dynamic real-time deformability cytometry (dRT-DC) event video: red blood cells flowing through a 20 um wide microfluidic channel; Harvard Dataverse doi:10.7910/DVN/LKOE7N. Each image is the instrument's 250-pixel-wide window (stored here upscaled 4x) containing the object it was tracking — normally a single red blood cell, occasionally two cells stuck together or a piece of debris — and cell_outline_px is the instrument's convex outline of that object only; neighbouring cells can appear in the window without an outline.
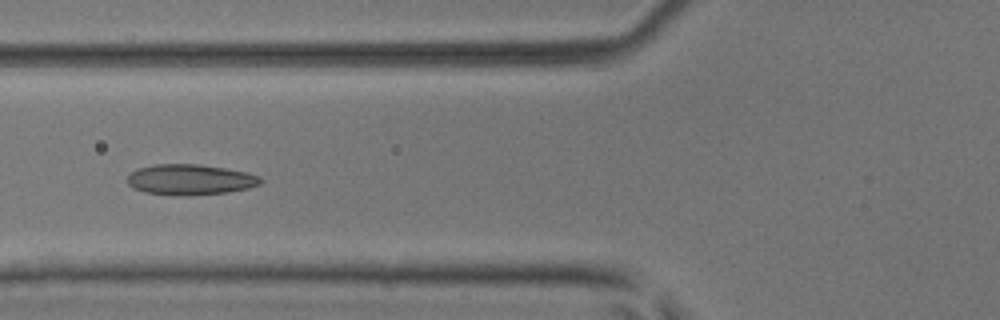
{"species": "common noctule bat (a hibernating species)", "species_latin": "Nyctalus noctula", "temperature_condition": "room temperature", "stored_images_in_passage": 50, "camera_frame_rate_fps": 3000, "um_per_image_px": 0.085, "animal": {"sex": "male", "body_mass_g": 17.9, "forearm_length_mm": 54.2}, "frame": {"image": 1, "passage_image": 19, "time_ms": 6.0, "image_size_px": [1000, 320], "cell_outline_px": [[264, 180], [260, 184], [248, 188], [228, 192], [180, 196], [144, 192], [132, 188], [128, 184], [128, 176], [136, 168], [156, 164], [200, 164], [248, 172], [260, 176]], "centroid_in_image_um": [16.17, 15.26], "position_along_channel_um": 109.6, "area_um2": 23.87}}
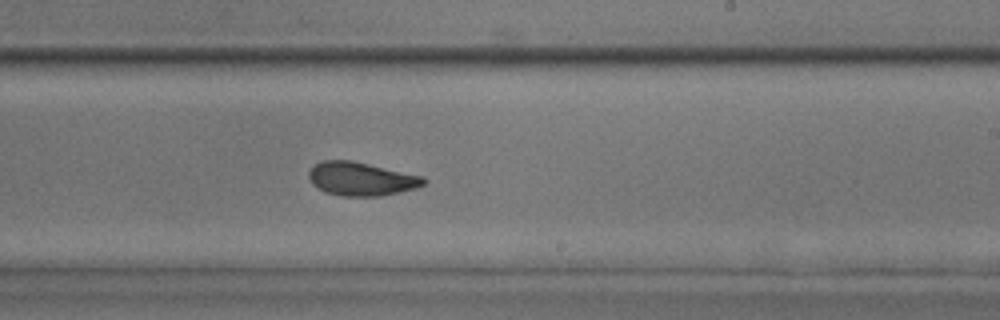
{"frame": {"image": 2, "passage_image": 30, "time_ms": 9.667, "image_size_px": [1000, 320], "cell_outline_px": [[428, 180], [424, 184], [416, 188], [380, 196], [340, 196], [324, 192], [312, 184], [308, 176], [308, 172], [320, 160], [352, 160], [424, 176]], "centroid_in_image_um": [30.7, 15.2], "position_along_channel_um": 258.3, "area_um2": 22.6}}
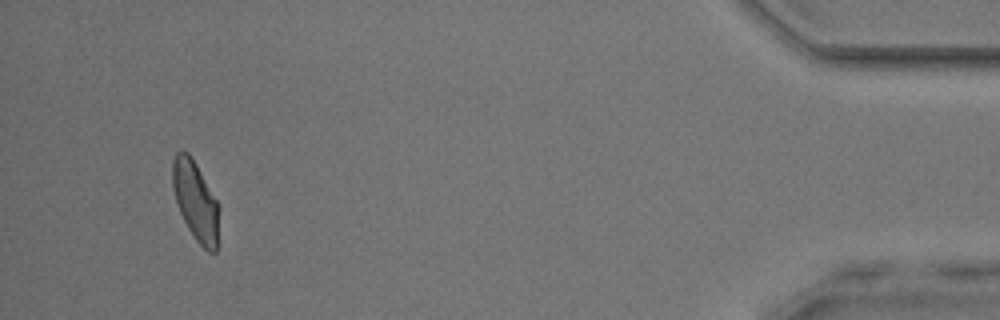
{"frame": {"image": 3, "passage_image": 47, "time_ms": 15.333, "image_size_px": [1000, 320], "cell_outline_px": [[216, 252], [208, 252], [196, 240], [188, 228], [180, 212], [172, 188], [172, 160], [176, 152], [188, 152], [192, 156], [216, 200]], "centroid_in_image_um": [16.55, 17.01], "position_along_channel_um": 418.6, "area_um2": 20.69}, "authors_computed_cell_mechanics": {"area_um2": 22.542, "velocity_mm_per_s": 4.0639, "shape_relaxation_time_tau1_ms": 7.7309, "shape_relaxation_time_tau2_ms": 1.4633, "deformation_change_tau1": 0.1666, "deformation_change_tau2": 0.0689}}